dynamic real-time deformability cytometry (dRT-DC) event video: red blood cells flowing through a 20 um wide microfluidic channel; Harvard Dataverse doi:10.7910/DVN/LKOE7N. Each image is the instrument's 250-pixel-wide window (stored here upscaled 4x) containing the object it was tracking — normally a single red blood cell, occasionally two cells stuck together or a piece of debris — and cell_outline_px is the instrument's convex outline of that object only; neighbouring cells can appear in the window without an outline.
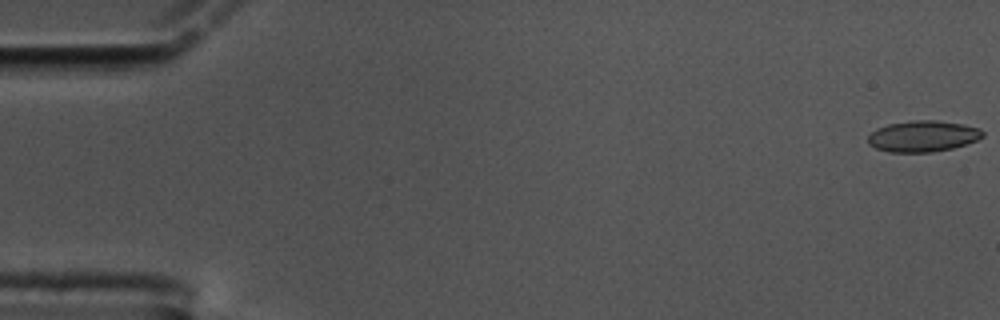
{"species": "common noctule bat (a hibernating species)", "species_latin": "Nyctalus noctula", "temperature_condition": "cold", "stored_images_in_passage": 58, "camera_frame_rate_fps": 3000, "um_per_image_px": 0.085, "animal": {"sex": "male", "body_mass_g": 17.5, "forearm_length_mm": 52.3}, "frame": {"image": 1, "passage_image": 1, "time_ms": 0.0, "image_size_px": [1000, 320], "cell_outline_px": [[984, 136], [976, 140], [952, 148], [932, 152], [888, 152], [876, 148], [868, 144], [868, 136], [876, 128], [888, 124], [912, 120], [936, 120], [964, 124], [980, 128], [984, 132]], "centroid_in_image_um": [78.44, 11.57], "position_along_channel_um": 6.6, "area_um2": 20.87}}
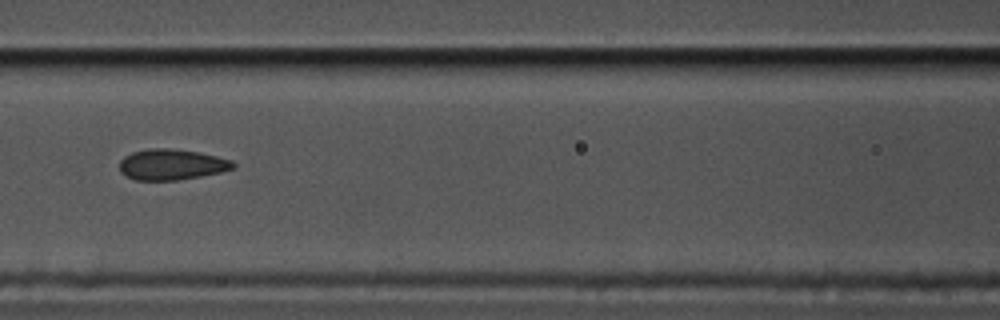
{"frame": {"image": 2, "passage_image": 26, "time_ms": 8.333, "image_size_px": [1000, 320], "cell_outline_px": [[236, 168], [220, 172], [200, 176], [176, 180], [136, 180], [120, 172], [120, 160], [124, 156], [132, 152], [148, 148], [168, 148], [200, 152], [232, 160], [236, 164]], "centroid_in_image_um": [14.6, 13.97], "position_along_channel_um": 152.0, "area_um2": 20.4}}
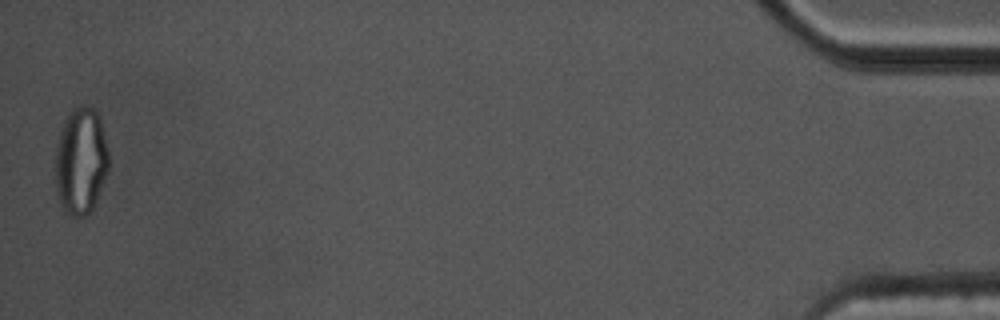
{"frame": {"image": 3, "passage_image": 58, "time_ms": 19.0, "image_size_px": [1000, 320], "cell_outline_px": [[108, 168], [104, 180], [92, 212], [88, 216], [72, 216], [60, 204], [56, 188], [56, 144], [64, 120], [80, 104], [84, 104], [92, 108], [96, 112], [100, 120], [108, 152]], "centroid_in_image_um": [6.87, 13.71], "position_along_channel_um": 428.3, "area_um2": 32.95}, "authors_computed_cell_mechanics": {"area_um2": 20.6635, "velocity_mm_per_s": 3.462, "shape_relaxation_time_tau1_ms": null, "shape_relaxation_time_tau2_ms": 1.8553, "deformation_change_tau1": null, "deformation_change_tau2": 0.0649}}